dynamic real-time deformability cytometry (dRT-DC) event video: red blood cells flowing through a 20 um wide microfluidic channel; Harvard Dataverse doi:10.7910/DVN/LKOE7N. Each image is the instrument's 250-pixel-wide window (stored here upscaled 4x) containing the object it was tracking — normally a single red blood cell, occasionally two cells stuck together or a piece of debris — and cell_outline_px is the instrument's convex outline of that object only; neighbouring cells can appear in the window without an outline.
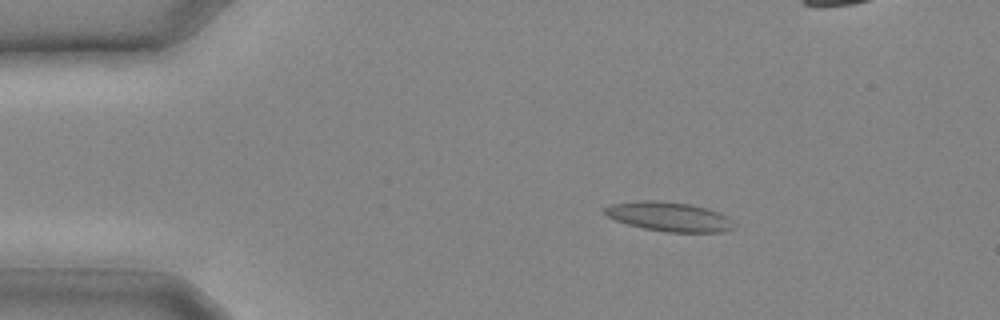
{"species": "common noctule bat (a hibernating species)", "species_latin": "Nyctalus noctula", "temperature_condition": "cold", "stored_images_in_passage": 11, "camera_frame_rate_fps": 3000, "um_per_image_px": 0.085, "animal": {"sex": "male", "body_mass_g": 20.4}, "frame": {"image": 1, "passage_image": 4, "time_ms": 1.0, "image_size_px": [1000, 320], "cell_outline_px": [[736, 228], [724, 232], [668, 232], [644, 228], [628, 224], [616, 220], [608, 216], [604, 212], [604, 208], [612, 204], [636, 200], [660, 200], [688, 204], [720, 212], [728, 216], [736, 224]], "centroid_in_image_um": [56.93, 18.41], "position_along_channel_um": 28.1, "area_um2": 22.2}}
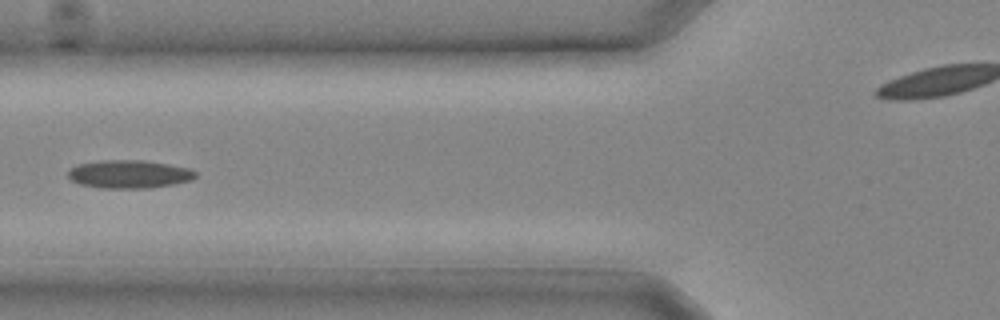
{"frame": {"image": 2, "passage_image": 10, "time_ms": 3.0, "image_size_px": [1000, 320], "cell_outline_px": [[196, 176], [192, 180], [172, 184], [148, 188], [100, 188], [80, 184], [72, 180], [68, 176], [68, 168], [76, 164], [100, 160], [140, 160], [168, 164], [188, 168], [196, 172]], "centroid_in_image_um": [10.93, 14.8], "position_along_channel_um": 114.9, "area_um2": 20.92}}